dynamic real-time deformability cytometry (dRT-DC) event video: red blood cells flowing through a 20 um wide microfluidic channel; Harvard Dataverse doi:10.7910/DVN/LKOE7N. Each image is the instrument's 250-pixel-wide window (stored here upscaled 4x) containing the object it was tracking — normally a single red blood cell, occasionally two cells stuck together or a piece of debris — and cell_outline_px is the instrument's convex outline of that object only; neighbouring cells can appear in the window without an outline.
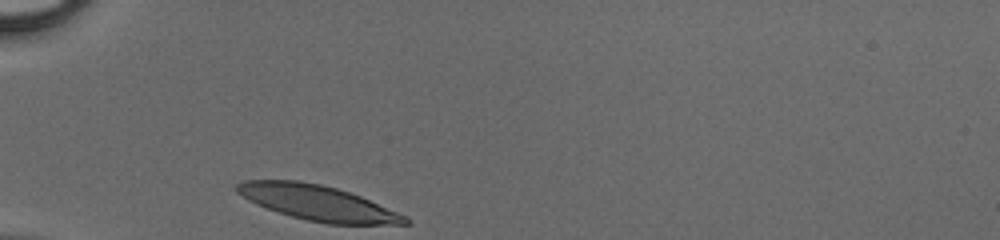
{"species": "human", "species_latin": "Homo sapiens", "temperature_condition": "cold", "stored_images_in_passage": 26, "camera_frame_rate_fps": 3000, "um_per_image_px": 0.085, "donor": {"sex": "male"}, "frame": {"image": 1, "passage_image": 1, "time_ms": 0.0, "image_size_px": [1000, 240], "cell_outline_px": [[412, 224], [328, 224], [308, 220], [292, 216], [256, 204], [248, 200], [236, 192], [236, 184], [244, 180], [296, 180], [320, 184], [336, 188], [360, 196], [408, 216], [412, 220]], "centroid_in_image_um": [27.04, 17.24], "position_along_channel_um": 58.0, "area_um2": 34.28}}
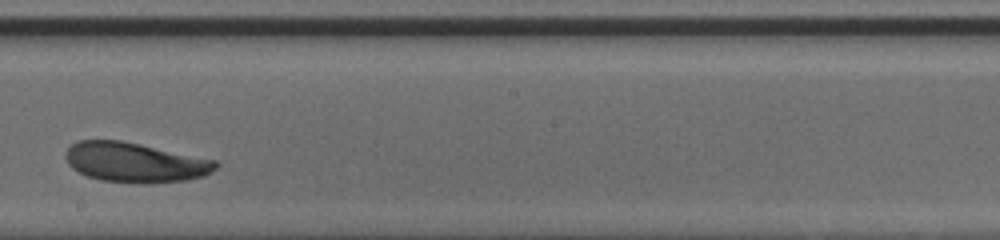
{"frame": {"image": 2, "passage_image": 15, "time_ms": 4.667, "image_size_px": [1000, 240], "cell_outline_px": [[220, 164], [212, 172], [204, 176], [188, 180], [144, 184], [100, 180], [88, 176], [72, 168], [68, 164], [64, 156], [64, 152], [76, 140], [120, 140], [140, 144], [216, 160]], "centroid_in_image_um": [11.47, 13.81], "position_along_channel_um": 236.7, "area_um2": 34.97}}
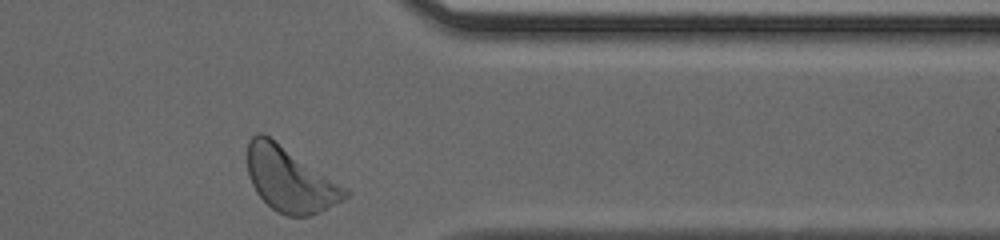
{"frame": {"image": 3, "passage_image": 26, "time_ms": 8.333, "image_size_px": [1000, 240], "cell_outline_px": [[352, 192], [344, 200], [308, 216], [284, 216], [276, 212], [256, 192], [248, 176], [248, 140], [256, 132], [264, 132], [348, 188]], "centroid_in_image_um": [24.65, 15.24], "position_along_channel_um": 386.7, "area_um2": 36.99}}